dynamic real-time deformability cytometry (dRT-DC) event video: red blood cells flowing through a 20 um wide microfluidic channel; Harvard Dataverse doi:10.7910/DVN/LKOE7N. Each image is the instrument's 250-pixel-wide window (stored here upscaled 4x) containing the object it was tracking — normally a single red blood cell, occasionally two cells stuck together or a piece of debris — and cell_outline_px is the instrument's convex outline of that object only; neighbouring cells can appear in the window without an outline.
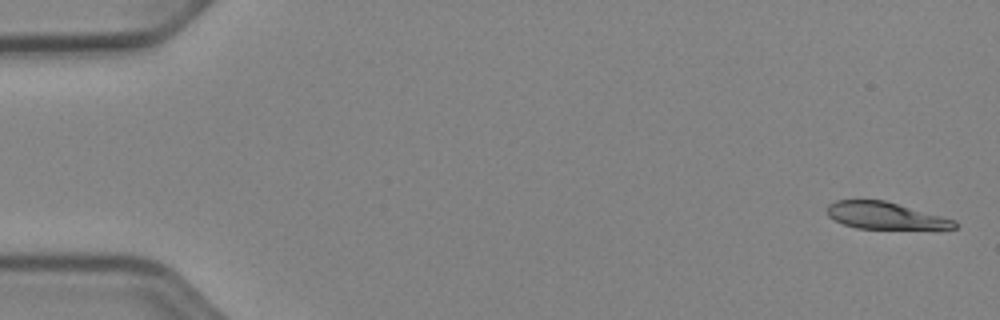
{"species": "Egyptian fruit bat (a non-hibernating species)", "species_latin": "Rousettus aegyptiacus", "temperature_condition": "cold", "stored_images_in_passage": 52, "camera_frame_rate_fps": 3000, "um_per_image_px": 0.085, "animal": {"sex": "female"}, "frame": {"image": 1, "passage_image": 1, "time_ms": 0.0, "image_size_px": [1000, 320], "cell_outline_px": [[960, 224], [956, 228], [856, 228], [844, 224], [828, 216], [828, 204], [836, 200], [884, 200], [956, 220]], "centroid_in_image_um": [75.24, 18.32], "position_along_channel_um": 9.8, "area_um2": 19.59}}
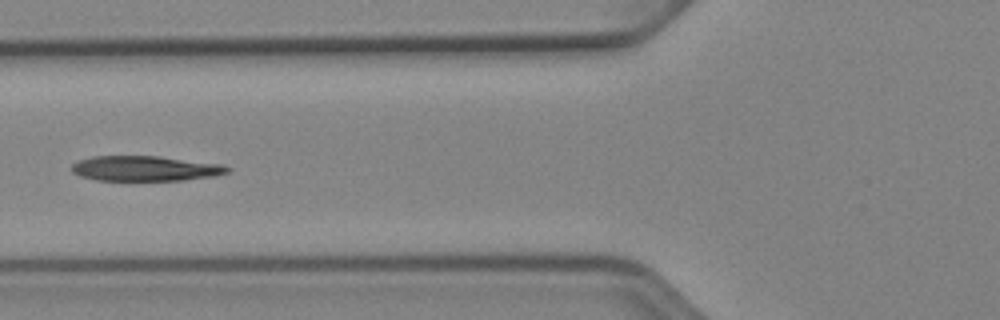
{"frame": {"image": 2, "passage_image": 20, "time_ms": 6.333, "image_size_px": [1000, 320], "cell_outline_px": [[232, 168], [228, 172], [216, 176], [184, 180], [96, 180], [80, 176], [72, 172], [72, 164], [80, 160], [92, 156], [160, 156], [224, 164]], "centroid_in_image_um": [12.4, 14.31], "position_along_channel_um": 113.4, "area_um2": 22.95}}
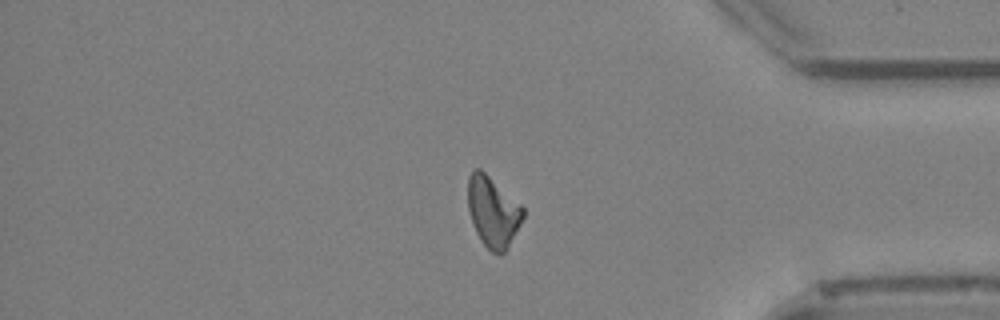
{"frame": {"image": 3, "passage_image": 43, "time_ms": 14.0, "image_size_px": [1000, 320], "cell_outline_px": [[524, 216], [508, 248], [500, 256], [492, 252], [480, 240], [476, 232], [468, 208], [468, 176], [476, 168], [480, 168], [520, 204], [524, 208]], "centroid_in_image_um": [41.9, 18.02], "position_along_channel_um": 393.3, "area_um2": 22.43}}